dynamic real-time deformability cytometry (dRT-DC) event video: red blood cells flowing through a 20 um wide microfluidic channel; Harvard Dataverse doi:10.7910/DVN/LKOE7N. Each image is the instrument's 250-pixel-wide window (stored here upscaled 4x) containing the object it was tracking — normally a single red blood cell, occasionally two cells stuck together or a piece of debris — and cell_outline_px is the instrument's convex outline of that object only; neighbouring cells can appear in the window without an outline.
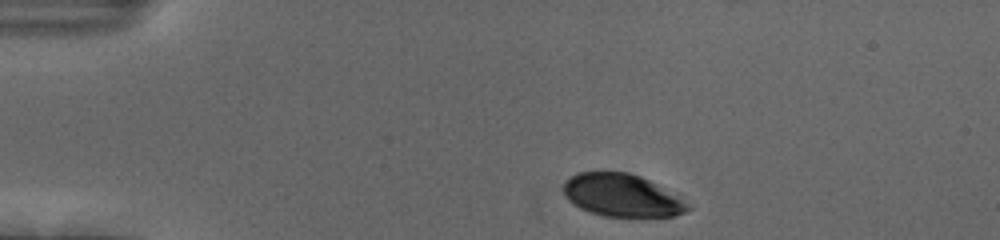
{"species": "human", "species_latin": "Homo sapiens", "temperature_condition": "cold", "stored_images_in_passage": 40, "camera_frame_rate_fps": 3000, "um_per_image_px": 0.085, "donor": {"sex": "female"}, "frame": {"image": 1, "passage_image": 2, "time_ms": 0.333, "image_size_px": [1000, 240], "cell_outline_px": [[692, 208], [676, 216], [604, 216], [580, 208], [572, 204], [564, 196], [564, 184], [568, 176], [580, 172], [628, 172], [640, 176], [648, 180], [680, 200]], "centroid_in_image_um": [52.76, 16.6], "position_along_channel_um": 32.2, "area_um2": 30.17}}
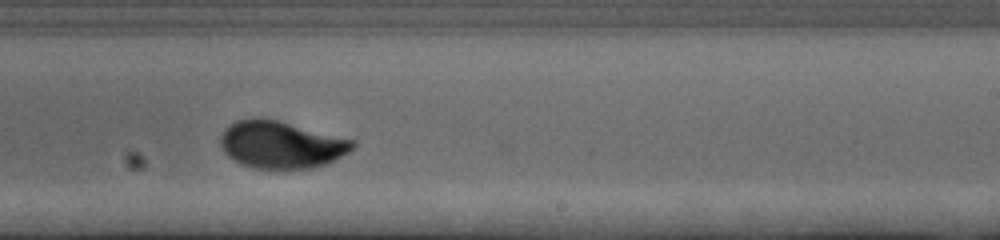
{"frame": {"image": 2, "passage_image": 26, "time_ms": 8.333, "image_size_px": [1000, 240], "cell_outline_px": [[356, 144], [348, 152], [336, 160], [328, 164], [312, 168], [252, 168], [240, 164], [228, 156], [224, 152], [220, 144], [220, 136], [224, 128], [228, 124], [236, 120], [260, 116], [356, 140]], "centroid_in_image_um": [23.87, 12.28], "position_along_channel_um": 265.1, "area_um2": 36.7}}
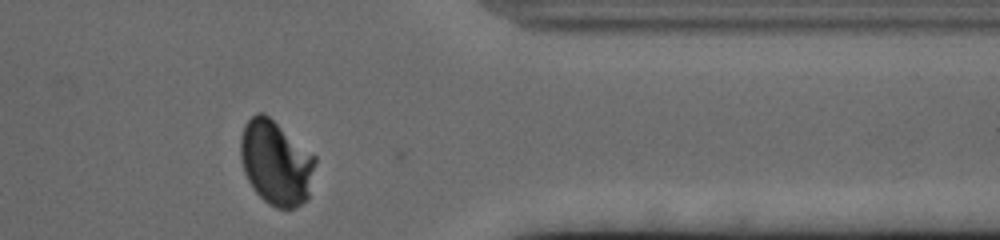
{"frame": {"image": 3, "passage_image": 37, "time_ms": 12.0, "image_size_px": [1000, 240], "cell_outline_px": [[316, 160], [308, 200], [292, 208], [276, 208], [268, 204], [252, 188], [244, 172], [240, 156], [240, 136], [244, 124], [256, 112], [264, 112], [316, 156]], "centroid_in_image_um": [23.44, 13.82], "position_along_channel_um": 388.0, "area_um2": 36.93}, "authors_computed_cell_mechanics": {"area_um2": 36.8186, "velocity_mm_per_s": 3.6807, "shape_relaxation_time_tau1_ms": 2.8513, "shape_relaxation_time_tau2_ms": null, "deformation_change_tau1": 0.1241, "deformation_change_tau2": null}}